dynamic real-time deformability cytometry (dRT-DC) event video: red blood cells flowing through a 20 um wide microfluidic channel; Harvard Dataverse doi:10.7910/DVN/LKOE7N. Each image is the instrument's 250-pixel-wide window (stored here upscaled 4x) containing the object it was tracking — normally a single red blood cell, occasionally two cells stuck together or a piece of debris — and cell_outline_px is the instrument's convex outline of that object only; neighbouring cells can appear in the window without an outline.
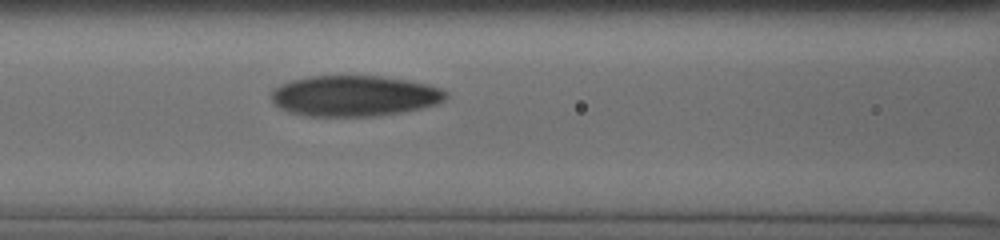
{"species": "human", "species_latin": "Homo sapiens", "temperature_condition": "cold", "stored_images_in_passage": 4, "camera_frame_rate_fps": 3000, "um_per_image_px": 0.085, "donor": {"sex": "male"}, "frame": {"image": 1, "passage_image": 4, "time_ms": 2.0, "image_size_px": [1000, 240], "cell_outline_px": [[448, 96], [444, 100], [436, 104], [420, 108], [400, 112], [376, 116], [308, 116], [288, 112], [280, 108], [272, 100], [272, 92], [280, 84], [292, 80], [312, 76], [380, 76], [428, 84], [440, 88], [448, 92]], "centroid_in_image_um": [30.13, 8.15], "position_along_channel_um": 136.5, "area_um2": 41.27}}